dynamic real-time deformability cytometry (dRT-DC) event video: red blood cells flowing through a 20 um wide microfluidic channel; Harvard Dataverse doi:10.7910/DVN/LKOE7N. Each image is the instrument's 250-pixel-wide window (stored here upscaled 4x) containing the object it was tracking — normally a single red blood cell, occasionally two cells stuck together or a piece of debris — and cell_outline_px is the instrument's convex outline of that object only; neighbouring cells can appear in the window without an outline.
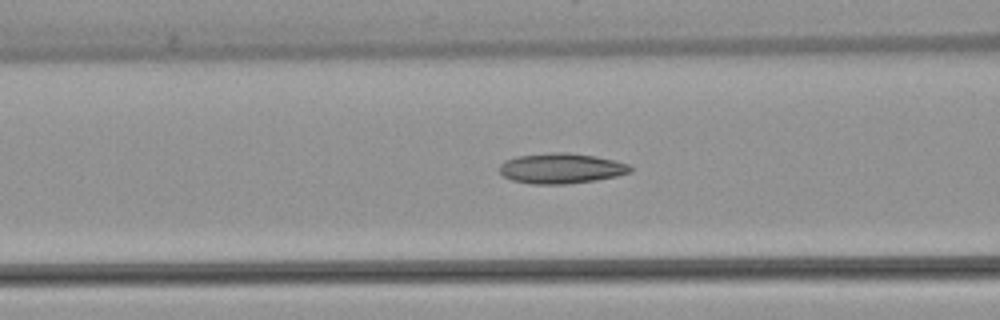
{"species": "common noctule bat (a hibernating species)", "species_latin": "Nyctalus noctula", "temperature_condition": "warm", "stored_images_in_passage": 54, "camera_frame_rate_fps": 3000, "um_per_image_px": 0.085, "animal": {"sex": "female", "body_mass_g": 22.7, "forearm_length_mm": 54.2}, "frame": {"image": 1, "passage_image": 21, "time_ms": 6.667, "image_size_px": [1000, 320], "cell_outline_px": [[632, 172], [616, 176], [596, 180], [568, 184], [532, 184], [512, 180], [504, 176], [500, 172], [500, 164], [504, 160], [516, 156], [552, 152], [568, 152], [596, 156], [628, 164], [632, 168]], "centroid_in_image_um": [47.69, 14.31], "position_along_channel_um": 118.9, "area_um2": 23.18}}
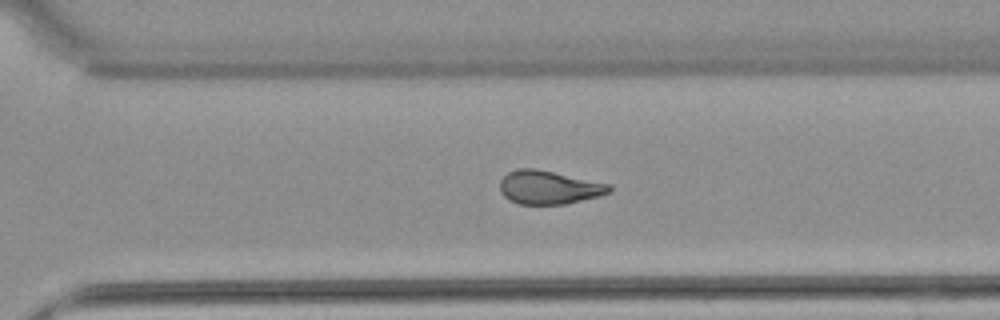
{"frame": {"image": 2, "passage_image": 37, "time_ms": 12.0, "image_size_px": [1000, 320], "cell_outline_px": [[612, 192], [600, 196], [564, 204], [520, 204], [508, 200], [500, 192], [500, 180], [508, 172], [520, 168], [536, 168], [612, 184]], "centroid_in_image_um": [46.68, 15.92], "position_along_channel_um": 323.9, "area_um2": 21.56}}
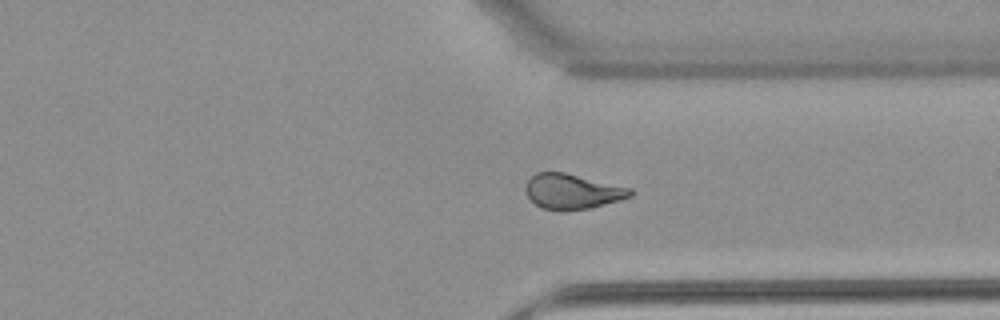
{"frame": {"image": 3, "passage_image": 40, "time_ms": 13.0, "image_size_px": [1000, 320], "cell_outline_px": [[632, 196], [620, 200], [592, 208], [540, 208], [528, 196], [524, 188], [528, 180], [536, 172], [564, 172], [632, 188]], "centroid_in_image_um": [48.67, 16.24], "position_along_channel_um": 362.7, "area_um2": 20.92}, "authors_computed_cell_mechanics": {"area_um2": 22.4553, "velocity_mm_per_s": 3.8531, "shape_relaxation_time_tau1_ms": null, "shape_relaxation_time_tau2_ms": 2.2539, "deformation_change_tau1": null, "deformation_change_tau2": 0.0938}}